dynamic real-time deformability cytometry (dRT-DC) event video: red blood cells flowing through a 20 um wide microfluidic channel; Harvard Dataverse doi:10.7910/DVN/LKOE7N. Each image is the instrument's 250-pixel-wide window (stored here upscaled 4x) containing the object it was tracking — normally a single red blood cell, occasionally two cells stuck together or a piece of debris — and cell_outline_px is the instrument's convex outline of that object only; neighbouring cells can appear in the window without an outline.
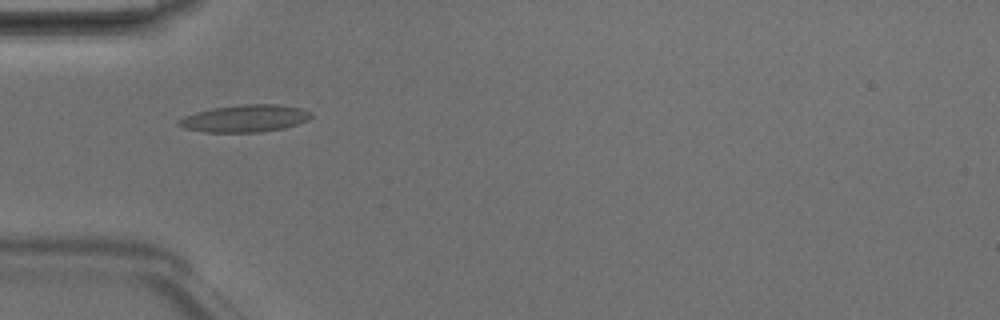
{"species": "Egyptian fruit bat (a non-hibernating species)", "species_latin": "Rousettus aegyptiacus", "temperature_condition": "room temperature", "stored_images_in_passage": 4, "camera_frame_rate_fps": 3000, "um_per_image_px": 0.085, "animal": {"sex": "male"}, "frame": {"image": 1, "passage_image": 3, "time_ms": 0.667, "image_size_px": [1000, 320], "cell_outline_px": [[312, 116], [308, 120], [284, 128], [260, 132], [204, 132], [184, 128], [176, 124], [176, 120], [184, 116], [196, 112], [212, 108], [244, 104], [280, 104], [300, 108], [312, 112]], "centroid_in_image_um": [20.8, 10.06], "position_along_channel_um": 64.2, "area_um2": 21.1}}